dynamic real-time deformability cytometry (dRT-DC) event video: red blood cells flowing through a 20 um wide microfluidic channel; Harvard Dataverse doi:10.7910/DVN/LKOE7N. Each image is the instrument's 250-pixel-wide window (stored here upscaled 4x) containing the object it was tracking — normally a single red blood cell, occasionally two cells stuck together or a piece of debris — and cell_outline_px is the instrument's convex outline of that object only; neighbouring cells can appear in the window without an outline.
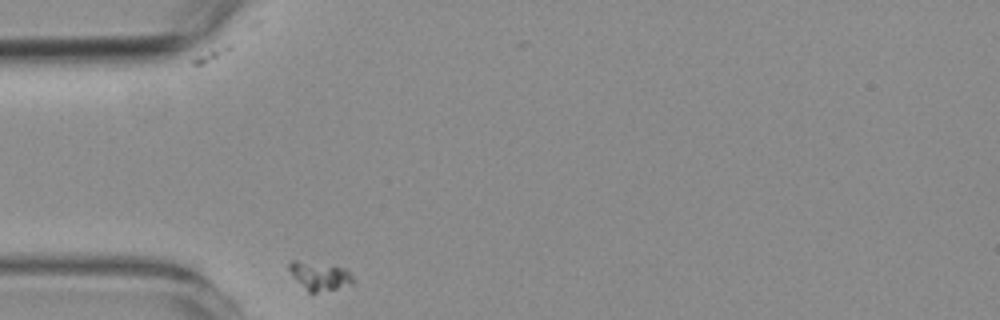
{"species": "common noctule bat (a hibernating species)", "species_latin": "Nyctalus noctula", "temperature_condition": "room temperature", "stored_images_in_passage": 35, "camera_frame_rate_fps": 3000, "um_per_image_px": 0.085, "animal": {"sex": "female", "body_mass_g": 19.3, "forearm_length_mm": 54.1}, "frame": {"image": 1, "passage_image": 1, "time_ms": 0.0, "image_size_px": [1000, 320], "cell_outline_px": [[352, 284], [336, 288], [316, 292], [308, 292], [292, 276], [288, 268], [288, 264], [292, 260], [296, 260], [344, 268], [352, 276]], "centroid_in_image_um": [27.11, 23.46], "position_along_channel_um": 57.9, "area_um2": 10.17}}
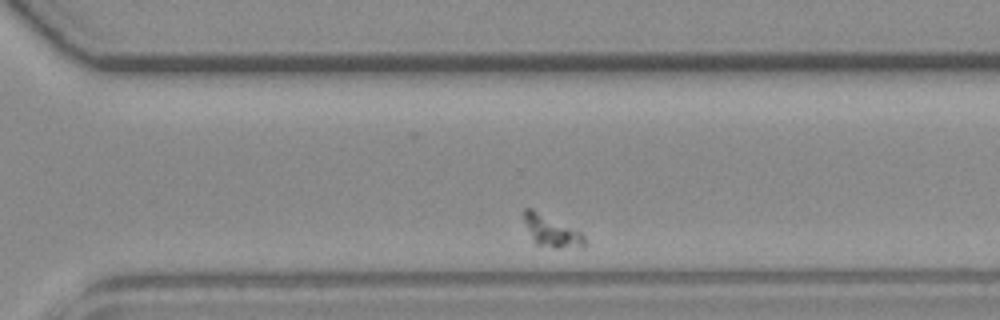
{"frame": {"image": 2, "passage_image": 30, "time_ms": 9.667, "image_size_px": [1000, 320], "cell_outline_px": [[588, 244], [584, 248], [556, 248], [536, 244], [532, 240], [524, 220], [524, 208], [532, 208], [580, 232], [584, 236]], "centroid_in_image_um": [46.92, 19.68], "position_along_channel_um": 323.7, "area_um2": 11.1}}
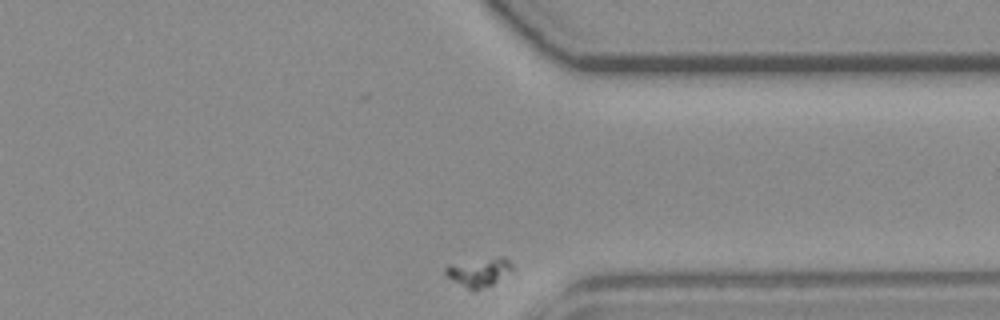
{"frame": {"image": 3, "passage_image": 35, "time_ms": 11.333, "image_size_px": [1000, 320], "cell_outline_px": [[512, 268], [492, 284], [476, 292], [472, 292], [452, 280], [444, 272], [444, 268], [448, 264], [500, 256], [504, 256], [512, 264]], "centroid_in_image_um": [40.65, 23.14], "position_along_channel_um": 370.8, "area_um2": 11.1}}